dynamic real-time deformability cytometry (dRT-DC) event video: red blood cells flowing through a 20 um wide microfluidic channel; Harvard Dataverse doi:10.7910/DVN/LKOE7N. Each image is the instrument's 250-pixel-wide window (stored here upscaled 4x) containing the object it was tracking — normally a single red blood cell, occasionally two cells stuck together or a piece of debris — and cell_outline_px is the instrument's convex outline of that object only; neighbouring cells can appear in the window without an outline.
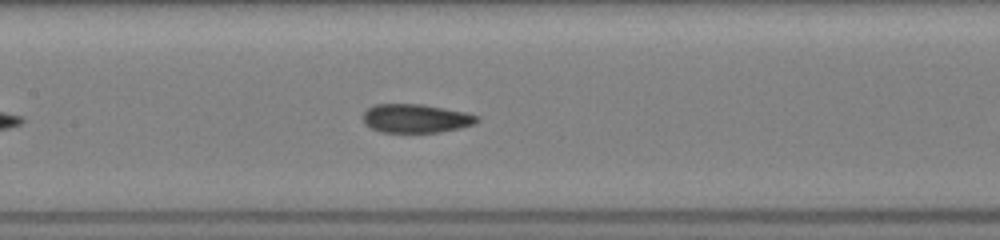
{"species": "common noctule bat (a hibernating species)", "species_latin": "Nyctalus noctula", "temperature_condition": "room temperature", "stored_images_in_passage": 15, "camera_frame_rate_fps": 3000, "um_per_image_px": 0.085, "animal": {"sex": "female", "body_mass_g": 19.5, "forearm_length_mm": 54.1}, "frame": {"image": 1, "passage_image": 11, "time_ms": 1.333, "image_size_px": [1000, 240], "cell_outline_px": [[480, 120], [476, 124], [460, 128], [440, 132], [380, 132], [364, 124], [364, 112], [368, 108], [376, 104], [424, 104], [464, 112], [480, 116]], "centroid_in_image_um": [35.38, 10.06], "position_along_channel_um": 172.0, "area_um2": 19.13}}